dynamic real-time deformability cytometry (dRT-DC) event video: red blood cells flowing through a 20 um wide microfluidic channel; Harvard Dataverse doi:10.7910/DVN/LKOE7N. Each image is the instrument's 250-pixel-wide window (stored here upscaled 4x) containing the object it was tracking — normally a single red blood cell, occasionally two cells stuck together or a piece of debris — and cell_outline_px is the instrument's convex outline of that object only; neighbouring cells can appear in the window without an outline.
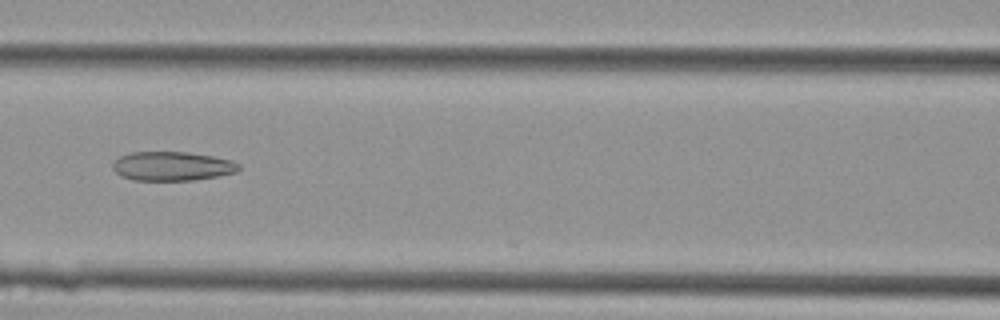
{"species": "Egyptian fruit bat (a non-hibernating species)", "species_latin": "Rousettus aegyptiacus", "temperature_condition": "cold", "stored_images_in_passage": 37, "camera_frame_rate_fps": 3000, "um_per_image_px": 0.085, "animal": {"sex": "female"}, "frame": {"image": 1, "passage_image": 12, "time_ms": 3.667, "image_size_px": [1000, 320], "cell_outline_px": [[240, 168], [236, 172], [216, 176], [192, 180], [132, 180], [120, 176], [112, 168], [112, 160], [120, 156], [132, 152], [188, 152], [212, 156], [232, 160], [240, 164]], "centroid_in_image_um": [14.6, 14.12], "position_along_channel_um": 152.0, "area_um2": 21.44}}
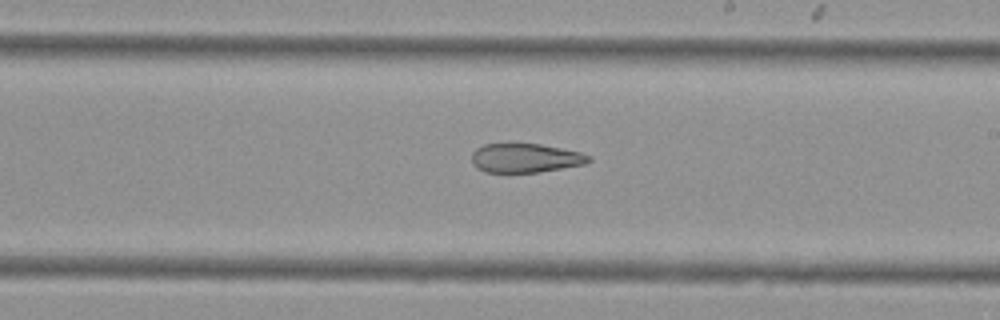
{"frame": {"image": 2, "passage_image": 18, "time_ms": 5.667, "image_size_px": [1000, 320], "cell_outline_px": [[592, 160], [584, 164], [540, 172], [484, 172], [476, 168], [472, 164], [472, 152], [476, 148], [484, 144], [540, 144], [580, 152], [592, 156]], "centroid_in_image_um": [44.64, 13.44], "position_along_channel_um": 244.4, "area_um2": 19.83}}
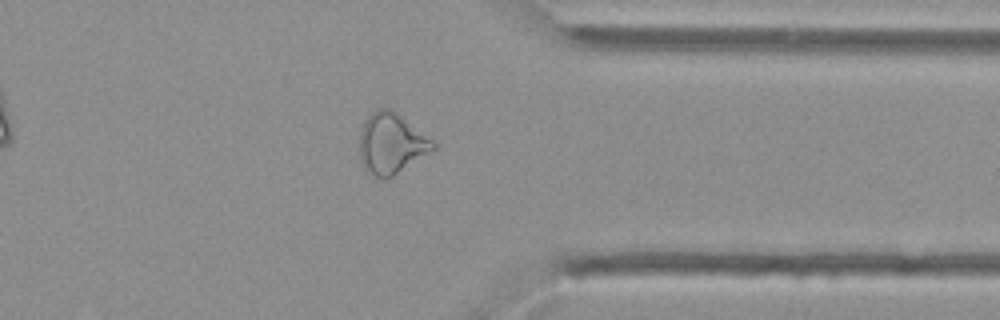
{"frame": {"image": 3, "passage_image": 27, "time_ms": 8.667, "image_size_px": [1000, 320], "cell_outline_px": [[436, 148], [388, 180], [376, 176], [368, 172], [364, 168], [360, 160], [360, 132], [364, 120], [376, 108], [388, 108], [432, 140], [436, 144]], "centroid_in_image_um": [33.22, 12.23], "position_along_channel_um": 378.2, "area_um2": 25.61}}